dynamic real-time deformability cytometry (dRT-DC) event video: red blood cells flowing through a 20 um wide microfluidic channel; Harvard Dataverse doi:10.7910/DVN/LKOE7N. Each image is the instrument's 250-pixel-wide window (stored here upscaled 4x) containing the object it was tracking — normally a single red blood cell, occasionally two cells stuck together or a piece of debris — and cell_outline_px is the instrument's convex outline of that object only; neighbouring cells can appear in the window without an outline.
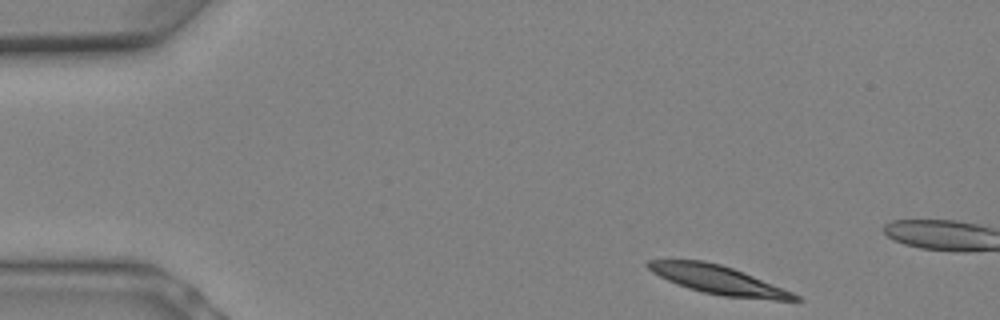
{"species": "Egyptian fruit bat (a non-hibernating species)", "species_latin": "Rousettus aegyptiacus", "temperature_condition": "warm", "stored_images_in_passage": 5, "camera_frame_rate_fps": 3000, "um_per_image_px": 0.085, "animal": {"sex": "female"}, "frame": {"image": 1, "passage_image": 1, "time_ms": 0.0, "image_size_px": [1000, 320], "cell_outline_px": [[804, 300], [776, 300], [724, 296], [704, 292], [688, 288], [676, 284], [652, 272], [644, 264], [648, 260], [704, 260], [720, 264], [732, 268], [792, 292], [800, 296]], "centroid_in_image_um": [61.01, 23.78], "position_along_channel_um": 24.0, "area_um2": 24.04}}